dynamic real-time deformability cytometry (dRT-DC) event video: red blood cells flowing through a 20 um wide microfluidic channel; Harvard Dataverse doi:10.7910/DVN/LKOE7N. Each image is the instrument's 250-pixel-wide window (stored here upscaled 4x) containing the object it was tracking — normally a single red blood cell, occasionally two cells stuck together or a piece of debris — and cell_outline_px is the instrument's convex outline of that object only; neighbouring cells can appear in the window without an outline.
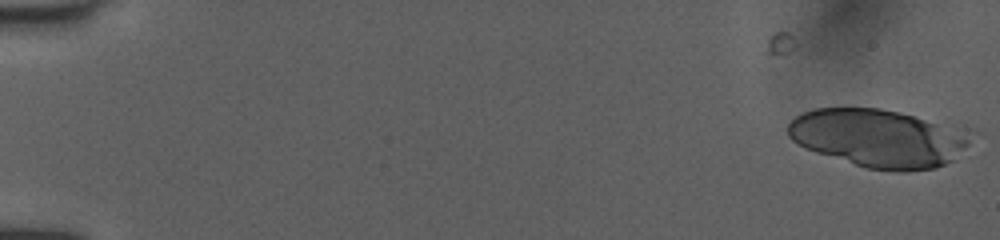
{"species": "human", "species_latin": "Homo sapiens", "temperature_condition": "room temperature", "stored_images_in_passage": 8, "camera_frame_rate_fps": 3000, "um_per_image_px": 0.085, "donor": {"sex": "female"}, "frame": {"image": 1, "passage_image": 8, "time_ms": 2.333, "image_size_px": [1000, 240], "cell_outline_px": [[968, 144], [952, 160], [936, 168], [908, 172], [896, 172], [864, 168], [804, 148], [792, 140], [788, 136], [788, 124], [796, 116], [804, 112], [816, 108], [880, 108], [900, 112], [936, 124], [968, 140]], "centroid_in_image_um": [74.46, 11.78], "position_along_channel_um": 10.5, "area_um2": 60.0}}